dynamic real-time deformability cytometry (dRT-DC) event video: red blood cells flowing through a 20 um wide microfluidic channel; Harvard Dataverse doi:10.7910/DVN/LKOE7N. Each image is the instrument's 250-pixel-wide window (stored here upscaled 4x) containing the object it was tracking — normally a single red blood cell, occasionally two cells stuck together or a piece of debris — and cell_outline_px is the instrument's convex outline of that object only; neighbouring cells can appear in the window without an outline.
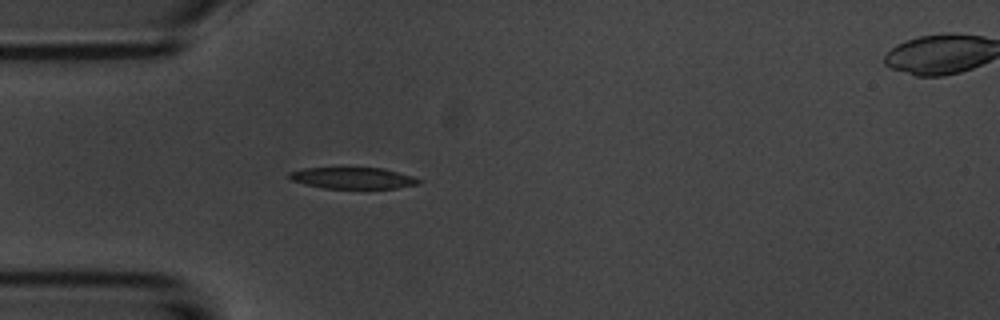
{"species": "common noctule bat (a hibernating species)", "species_latin": "Nyctalus noctula", "temperature_condition": "room temperature", "stored_images_in_passage": 4, "segment_of_instrument_passage": [1, 2], "camera_frame_rate_fps": 3000, "um_per_image_px": 0.085, "animal": {"sex": "male", "body_mass_g": 20.1, "forearm_length_mm": 53.5}, "frame": {"image": 1, "passage_image": 3, "time_ms": 2.333, "image_size_px": [1000, 320], "cell_outline_px": [[420, 180], [416, 184], [396, 188], [324, 188], [304, 184], [292, 180], [288, 176], [288, 172], [304, 168], [384, 168], [412, 176]], "centroid_in_image_um": [29.94, 15.13], "position_along_channel_um": 55.1, "area_um2": 15.9}}